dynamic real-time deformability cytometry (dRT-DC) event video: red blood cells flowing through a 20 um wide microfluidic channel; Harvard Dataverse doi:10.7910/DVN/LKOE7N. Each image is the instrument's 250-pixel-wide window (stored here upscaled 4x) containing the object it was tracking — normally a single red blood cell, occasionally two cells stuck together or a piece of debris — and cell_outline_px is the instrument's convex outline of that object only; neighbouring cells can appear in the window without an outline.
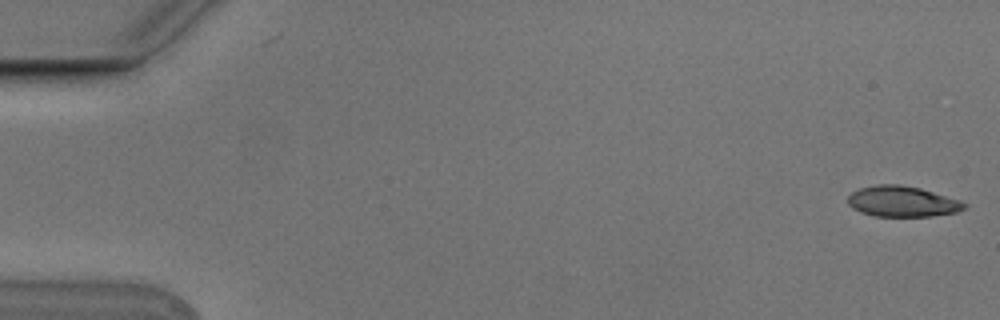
{"species": "Egyptian fruit bat (a non-hibernating species)", "species_latin": "Rousettus aegyptiacus", "temperature_condition": "cold", "stored_images_in_passage": 9, "camera_frame_rate_fps": 3000, "um_per_image_px": 0.085, "animal": {"sex": "male"}, "frame": {"image": 1, "passage_image": 1, "time_ms": 0.0, "image_size_px": [1000, 320], "cell_outline_px": [[968, 204], [964, 208], [956, 212], [932, 216], [876, 216], [860, 212], [852, 208], [848, 204], [848, 196], [852, 192], [860, 188], [876, 184], [896, 184], [920, 188], [960, 200]], "centroid_in_image_um": [76.68, 17.12], "position_along_channel_um": 8.3, "area_um2": 20.75}}
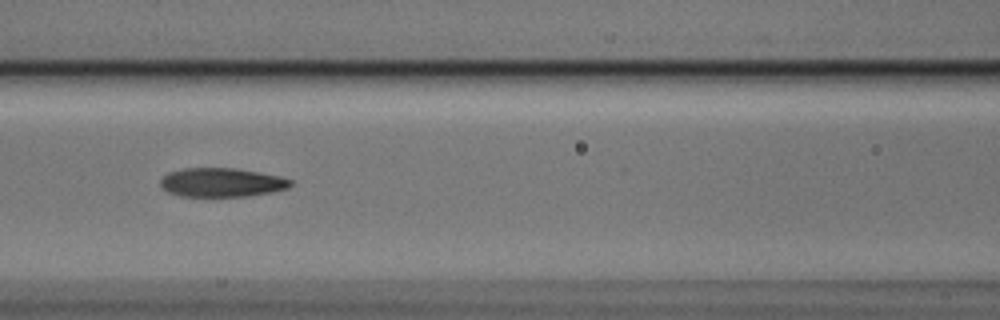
{"frame": {"image": 2, "passage_image": 7, "time_ms": 2.0, "image_size_px": [1000, 320], "cell_outline_px": [[292, 184], [288, 188], [272, 192], [248, 196], [180, 196], [168, 192], [160, 184], [160, 180], [168, 172], [184, 168], [236, 168], [280, 176], [292, 180]], "centroid_in_image_um": [18.85, 15.5], "position_along_channel_um": 147.7, "area_um2": 21.91}}
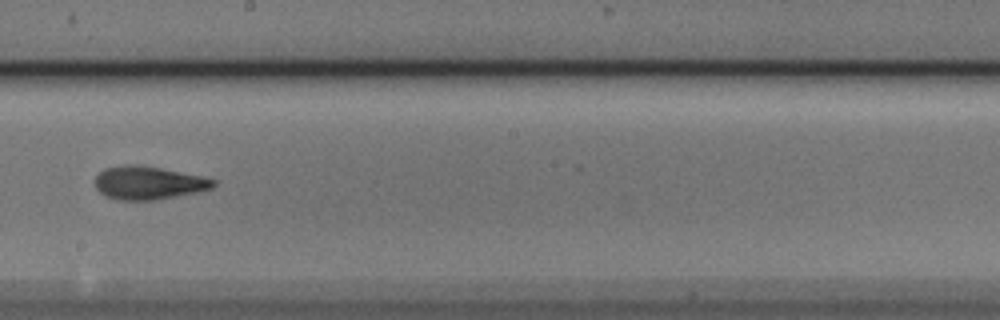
{"frame": {"image": 3, "passage_image": 9, "time_ms": 2.667, "image_size_px": [1000, 320], "cell_outline_px": [[216, 184], [212, 188], [196, 192], [156, 200], [116, 200], [104, 196], [96, 188], [96, 176], [104, 168], [124, 164], [140, 164], [200, 176], [216, 180]], "centroid_in_image_um": [12.58, 15.54], "position_along_channel_um": 235.6, "area_um2": 22.89}}